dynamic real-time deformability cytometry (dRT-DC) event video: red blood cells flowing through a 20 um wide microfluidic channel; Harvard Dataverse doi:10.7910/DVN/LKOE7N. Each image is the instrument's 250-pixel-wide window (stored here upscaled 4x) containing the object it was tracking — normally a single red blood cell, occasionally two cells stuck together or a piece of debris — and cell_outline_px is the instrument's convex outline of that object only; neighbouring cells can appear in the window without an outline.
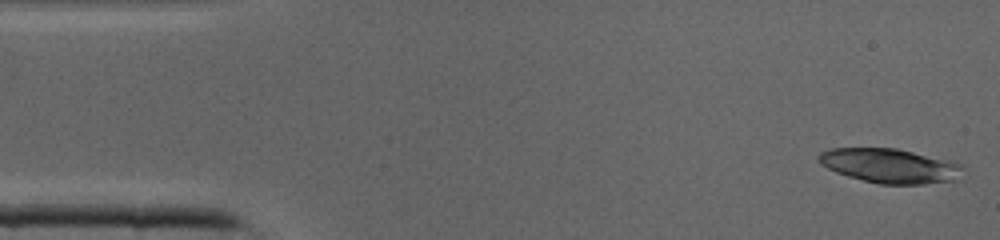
{"species": "common noctule bat (a hibernating species)", "species_latin": "Nyctalus noctula", "temperature_condition": "cold", "stored_images_in_passage": 40, "camera_frame_rate_fps": 3000, "um_per_image_px": 0.085, "animal": {"sex": "male", "body_mass_g": 19.0, "forearm_length_mm": 50.8}, "frame": {"image": 1, "passage_image": 1, "time_ms": 0.0, "image_size_px": [1000, 240], "cell_outline_px": [[964, 180], [924, 184], [880, 184], [848, 176], [836, 172], [820, 164], [816, 160], [816, 156], [820, 152], [832, 148], [896, 148], [952, 160], [964, 164]], "centroid_in_image_um": [75.75, 14.1], "position_along_channel_um": 9.3, "area_um2": 29.65}}
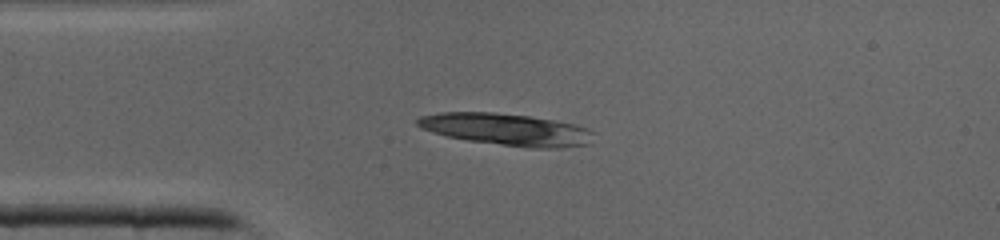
{"frame": {"image": 2, "passage_image": 9, "time_ms": 2.667, "image_size_px": [1000, 240], "cell_outline_px": [[596, 132], [588, 144], [560, 148], [532, 148], [468, 140], [448, 136], [432, 132], [416, 124], [416, 120], [420, 116], [440, 112], [492, 112], [528, 116], [556, 120], [588, 128]], "centroid_in_image_um": [43.09, 11.0], "position_along_channel_um": 41.9, "area_um2": 32.6}}